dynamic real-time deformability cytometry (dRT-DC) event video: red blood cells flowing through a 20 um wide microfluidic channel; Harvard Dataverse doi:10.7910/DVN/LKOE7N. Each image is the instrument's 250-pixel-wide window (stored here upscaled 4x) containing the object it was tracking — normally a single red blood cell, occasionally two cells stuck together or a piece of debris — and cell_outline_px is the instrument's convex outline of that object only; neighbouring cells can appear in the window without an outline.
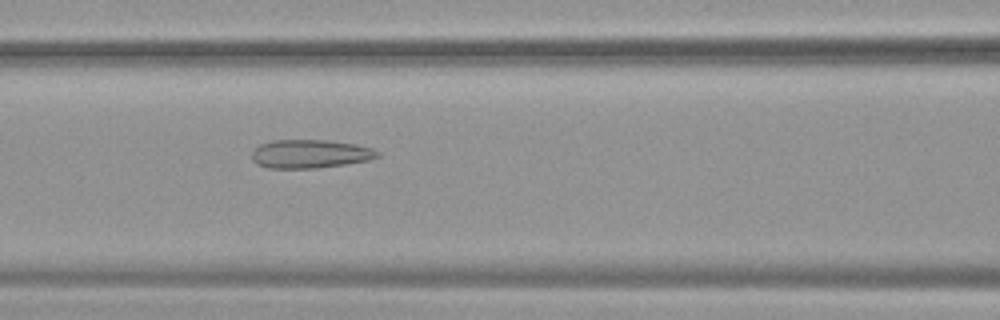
{"species": "common noctule bat (a hibernating species)", "species_latin": "Nyctalus noctula", "temperature_condition": "warm", "stored_images_in_passage": 53, "camera_frame_rate_fps": 3000, "um_per_image_px": 0.085, "animal": {"sex": "female", "body_mass_g": 19.9}, "frame": {"image": 1, "passage_image": 23, "time_ms": 7.333, "image_size_px": [1000, 320], "cell_outline_px": [[380, 156], [368, 160], [344, 164], [316, 168], [268, 168], [256, 164], [252, 160], [252, 152], [260, 144], [272, 140], [328, 140], [356, 144], [372, 148], [380, 152]], "centroid_in_image_um": [26.35, 13.07], "position_along_channel_um": 140.2, "area_um2": 20.92}}
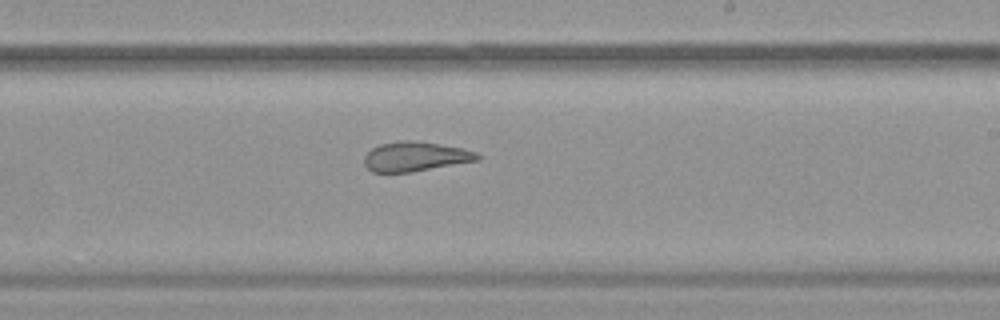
{"frame": {"image": 2, "passage_image": 32, "time_ms": 10.333, "image_size_px": [1000, 320], "cell_outline_px": [[484, 156], [480, 160], [412, 172], [372, 172], [364, 164], [364, 156], [372, 148], [380, 144], [400, 140], [416, 140], [464, 148], [476, 152]], "centroid_in_image_um": [35.35, 13.3], "position_along_channel_um": 253.7, "area_um2": 19.77}}
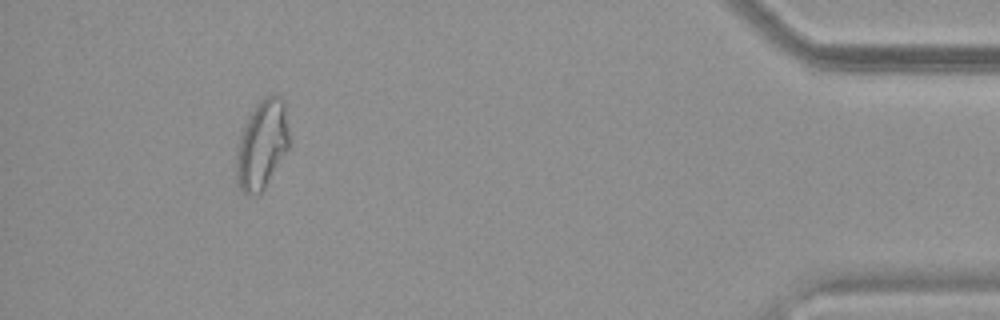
{"frame": {"image": 3, "passage_image": 49, "time_ms": 16.0, "image_size_px": [1000, 320], "cell_outline_px": [[288, 148], [264, 188], [256, 196], [244, 196], [236, 184], [236, 156], [240, 140], [248, 116], [256, 104], [264, 96], [272, 92], [280, 96], [284, 104], [288, 128]], "centroid_in_image_um": [22.25, 12.31], "position_along_channel_um": 413.0, "area_um2": 27.28}, "authors_computed_cell_mechanics": {"area_um2": 25.3164, "velocity_mm_per_s": 3.7976, "shape_relaxation_time_tau1_ms": null, "shape_relaxation_time_tau2_ms": 1.7709, "deformation_change_tau1": null, "deformation_change_tau2": 0.1052}}